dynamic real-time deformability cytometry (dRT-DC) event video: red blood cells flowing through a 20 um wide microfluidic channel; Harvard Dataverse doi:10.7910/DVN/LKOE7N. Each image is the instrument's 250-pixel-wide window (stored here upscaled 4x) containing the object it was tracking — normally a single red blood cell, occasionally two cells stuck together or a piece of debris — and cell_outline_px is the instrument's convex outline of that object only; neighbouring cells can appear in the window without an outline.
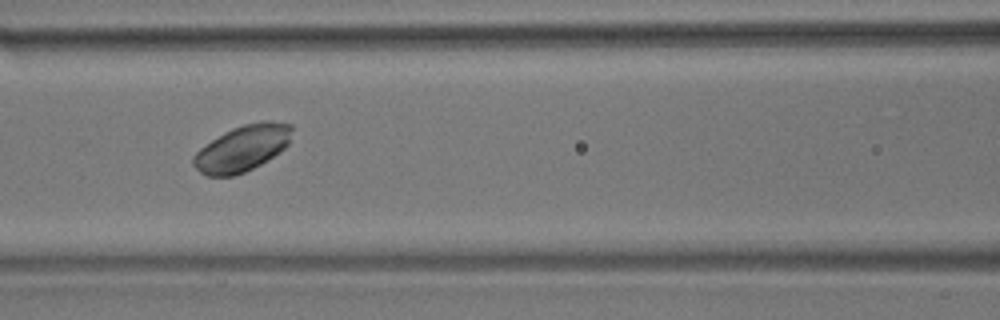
{"species": "common noctule bat (a hibernating species)", "species_latin": "Nyctalus noctula", "temperature_condition": "room temperature", "stored_images_in_passage": 7, "camera_frame_rate_fps": 3000, "um_per_image_px": 0.085, "animal": {"sex": "male", "body_mass_g": 17.9}, "frame": {"image": 1, "passage_image": 6, "time_ms": 1.667, "image_size_px": [1000, 320], "cell_outline_px": [[292, 128], [288, 144], [280, 152], [260, 164], [244, 172], [232, 176], [204, 176], [192, 164], [192, 156], [200, 148], [224, 132], [232, 128], [244, 124], [260, 120], [268, 120], [292, 124]], "centroid_in_image_um": [20.58, 12.6], "position_along_channel_um": 146.0, "area_um2": 26.47}}
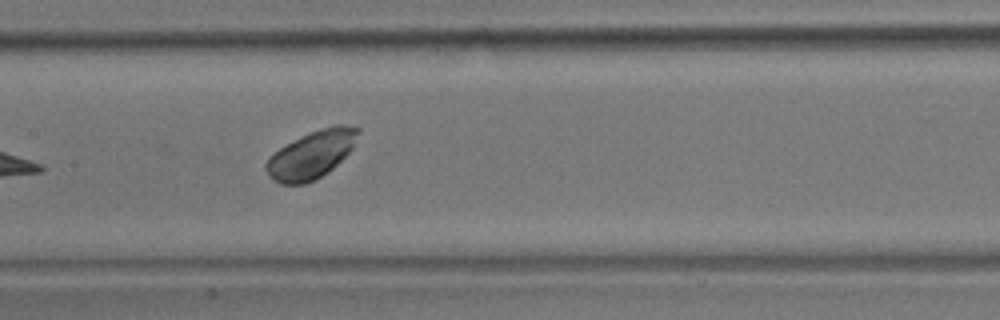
{"frame": {"image": 2, "passage_image": 7, "time_ms": 2.0, "image_size_px": [1000, 320], "cell_outline_px": [[360, 132], [352, 148], [328, 172], [316, 180], [304, 184], [280, 184], [272, 180], [268, 176], [264, 168], [264, 164], [268, 156], [280, 148], [300, 136], [308, 132], [336, 124], [340, 124], [360, 128]], "centroid_in_image_um": [26.43, 13.16], "position_along_channel_um": 181.0, "area_um2": 25.66}}